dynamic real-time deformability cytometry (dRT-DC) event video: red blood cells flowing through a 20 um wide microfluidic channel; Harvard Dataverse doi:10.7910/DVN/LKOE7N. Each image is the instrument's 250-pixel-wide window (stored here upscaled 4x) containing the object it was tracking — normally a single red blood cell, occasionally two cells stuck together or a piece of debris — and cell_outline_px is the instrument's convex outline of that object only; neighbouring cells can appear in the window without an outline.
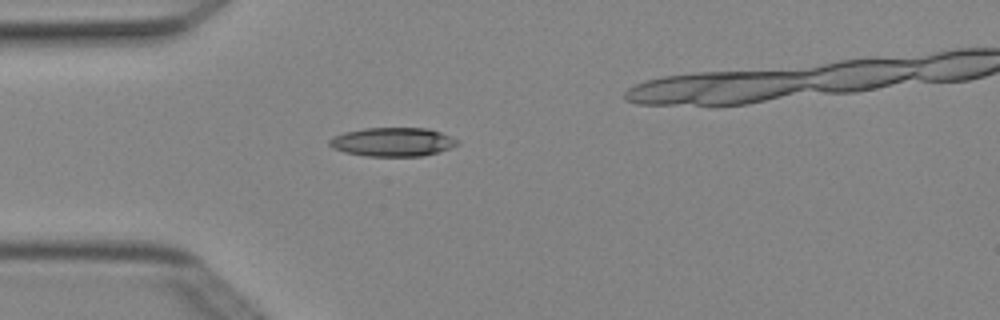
{"species": "Egyptian fruit bat (a non-hibernating species)", "species_latin": "Rousettus aegyptiacus", "temperature_condition": "cold", "stored_images_in_passage": 2, "camera_frame_rate_fps": 3000, "um_per_image_px": 0.085, "animal": {"sex": "female"}, "frame": {"image": 1, "passage_image": 1, "time_ms": 0.0, "image_size_px": [1000, 320], "cell_outline_px": [[460, 144], [424, 156], [364, 156], [344, 152], [332, 148], [328, 144], [328, 140], [332, 136], [344, 132], [364, 128], [428, 128], [440, 132], [460, 140]], "centroid_in_image_um": [33.34, 12.06], "position_along_channel_um": 51.7, "area_um2": 21.62}}